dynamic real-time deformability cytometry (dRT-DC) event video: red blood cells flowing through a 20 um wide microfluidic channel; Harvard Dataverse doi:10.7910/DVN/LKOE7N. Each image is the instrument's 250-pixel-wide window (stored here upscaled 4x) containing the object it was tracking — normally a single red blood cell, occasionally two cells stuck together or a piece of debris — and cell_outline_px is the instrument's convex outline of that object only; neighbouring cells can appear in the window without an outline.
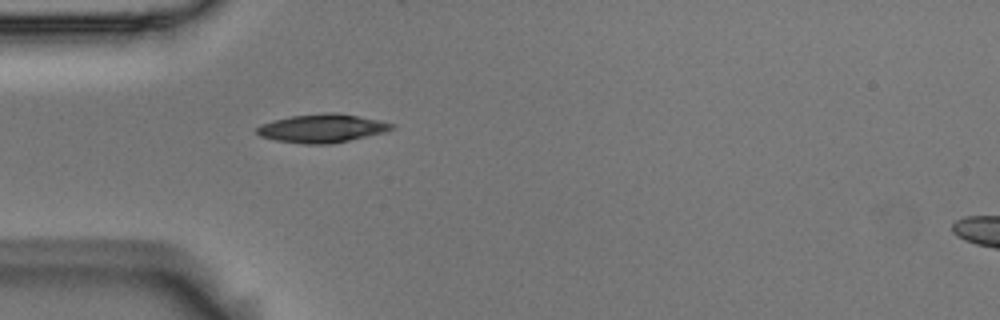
{"species": "Egyptian fruit bat (a non-hibernating species)", "species_latin": "Rousettus aegyptiacus", "temperature_condition": "room temperature", "stored_images_in_passage": 39, "camera_frame_rate_fps": 3000, "um_per_image_px": 0.085, "animal": {"sex": "male"}, "frame": {"image": 1, "passage_image": 1, "time_ms": 0.0, "image_size_px": [1000, 320], "cell_outline_px": [[396, 128], [384, 132], [332, 144], [304, 144], [276, 140], [260, 136], [256, 132], [256, 128], [264, 124], [276, 120], [292, 116], [328, 112], [332, 112], [356, 116], [396, 124]], "centroid_in_image_um": [27.4, 10.92], "position_along_channel_um": 57.6, "area_um2": 21.96}}
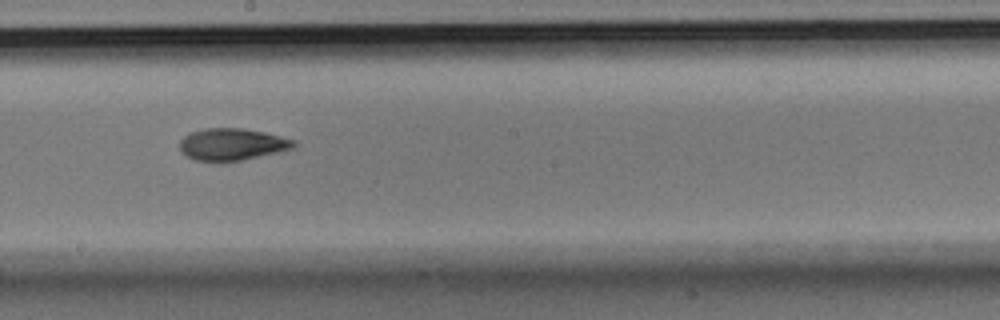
{"frame": {"image": 2, "passage_image": 15, "time_ms": 4.667, "image_size_px": [1000, 320], "cell_outline_px": [[296, 144], [292, 148], [276, 152], [240, 160], [192, 160], [180, 152], [180, 140], [184, 136], [192, 132], [204, 128], [244, 128], [264, 132], [296, 140]], "centroid_in_image_um": [19.69, 12.25], "position_along_channel_um": 228.5, "area_um2": 20.92}}
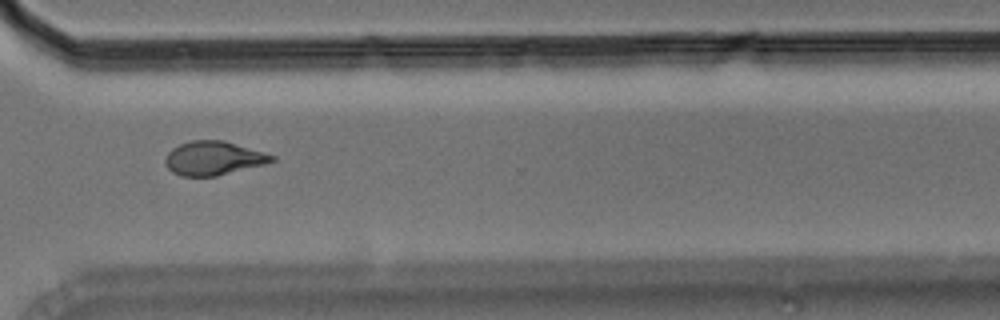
{"frame": {"image": 3, "passage_image": 25, "time_ms": 8.0, "image_size_px": [1000, 320], "cell_outline_px": [[276, 160], [264, 164], [216, 176], [180, 176], [172, 172], [168, 168], [164, 160], [168, 152], [172, 148], [180, 144], [192, 140], [224, 140], [276, 156]], "centroid_in_image_um": [18.12, 13.44], "position_along_channel_um": 352.5, "area_um2": 20.92}, "authors_computed_cell_mechanics": {"area_um2": 21.386, "velocity_mm_per_s": 3.7221, "shape_relaxation_time_tau1_ms": 5.9421, "shape_relaxation_time_tau2_ms": 3.6489, "deformation_change_tau1": 0.1754, "deformation_change_tau2": 0.0889}}